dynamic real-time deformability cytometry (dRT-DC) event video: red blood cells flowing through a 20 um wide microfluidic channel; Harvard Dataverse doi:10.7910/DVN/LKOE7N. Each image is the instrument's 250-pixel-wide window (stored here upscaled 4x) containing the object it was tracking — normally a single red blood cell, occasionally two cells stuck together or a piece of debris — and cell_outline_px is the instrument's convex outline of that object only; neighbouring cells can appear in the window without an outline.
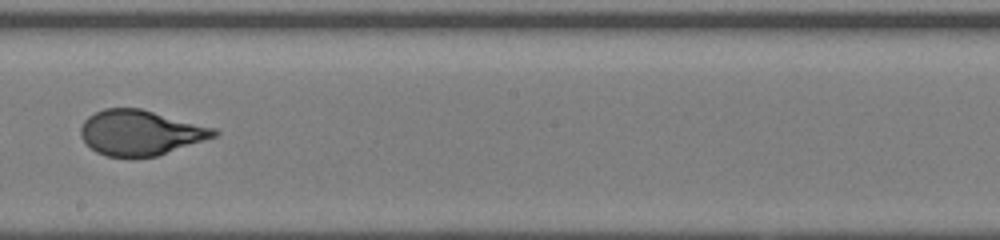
{"species": "human", "species_latin": "Homo sapiens", "temperature_condition": "room temperature", "stored_images_in_passage": 48, "segment_of_instrument_passage": [2, 2], "camera_frame_rate_fps": 3000, "um_per_image_px": 0.085, "donor": {"sex": "female"}, "frame": {"image": 1, "passage_image": 30, "time_ms": 9.667, "image_size_px": [1000, 240], "cell_outline_px": [[220, 132], [216, 136], [156, 156], [108, 156], [96, 152], [80, 136], [80, 128], [84, 120], [88, 116], [104, 108], [140, 108], [216, 128]], "centroid_in_image_um": [11.93, 11.26], "position_along_channel_um": 236.3, "area_um2": 34.68}}
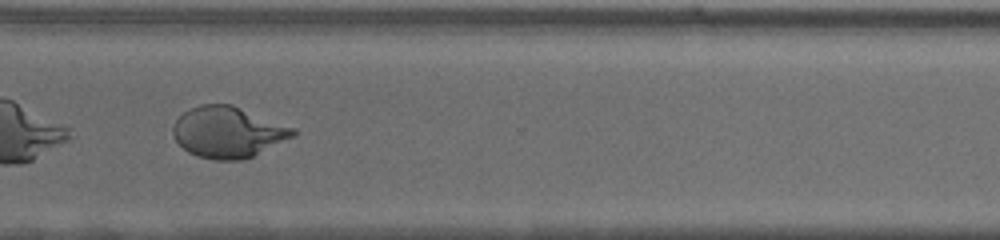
{"frame": {"image": 2, "passage_image": 38, "time_ms": 12.333, "image_size_px": [1000, 240], "cell_outline_px": [[296, 136], [244, 160], [212, 160], [196, 156], [188, 152], [176, 140], [172, 132], [172, 128], [176, 120], [184, 112], [200, 104], [232, 104], [296, 128]], "centroid_in_image_um": [19.4, 11.24], "position_along_channel_um": 351.2, "area_um2": 35.89}}